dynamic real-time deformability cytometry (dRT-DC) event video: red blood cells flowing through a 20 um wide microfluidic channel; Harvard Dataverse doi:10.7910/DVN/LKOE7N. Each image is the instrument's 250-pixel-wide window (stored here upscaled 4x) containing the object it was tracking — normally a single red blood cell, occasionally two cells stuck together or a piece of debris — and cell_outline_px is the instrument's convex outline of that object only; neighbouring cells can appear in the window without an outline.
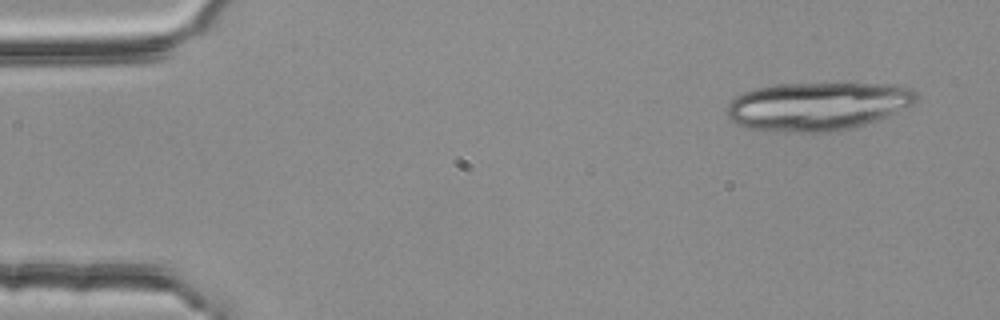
{"species": "common noctule bat (a hibernating species)", "species_latin": "Nyctalus noctula", "temperature_condition": "room temperature", "stored_images_in_passage": 15, "camera_frame_rate_fps": 3000, "um_per_image_px": 0.085, "animal": {"sex": "female", "body_mass_g": 25.1}, "frame": {"image": 1, "passage_image": 1, "time_ms": 0.0, "image_size_px": [1000, 320], "cell_outline_px": [[916, 100], [912, 104], [876, 120], [856, 128], [836, 132], [784, 132], [748, 128], [736, 124], [728, 116], [728, 104], [736, 96], [744, 92], [760, 88], [780, 84], [904, 84], [916, 88]], "centroid_in_image_um": [69.54, 9.03], "position_along_channel_um": 15.5, "area_um2": 53.29}}